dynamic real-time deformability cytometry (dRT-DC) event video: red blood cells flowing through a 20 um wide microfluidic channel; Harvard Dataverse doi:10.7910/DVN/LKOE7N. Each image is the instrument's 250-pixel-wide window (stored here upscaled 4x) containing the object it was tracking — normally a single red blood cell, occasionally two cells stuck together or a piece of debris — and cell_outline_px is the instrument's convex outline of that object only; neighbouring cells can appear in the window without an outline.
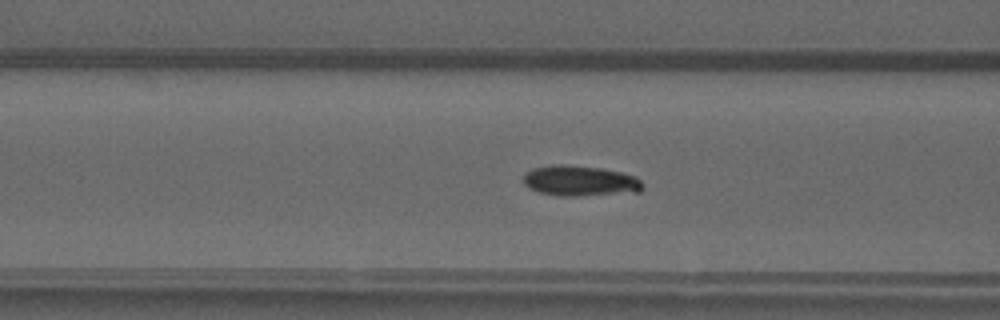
{"species": "common noctule bat (a hibernating species)", "species_latin": "Nyctalus noctula", "temperature_condition": "warm", "stored_images_in_passage": 51, "camera_frame_rate_fps": 3000, "um_per_image_px": 0.085, "animal": {"sex": "male", "forearm_length_mm": 52.5}, "frame": {"image": 1, "passage_image": 20, "time_ms": 6.333, "image_size_px": [1000, 320], "cell_outline_px": [[644, 188], [640, 192], [576, 196], [560, 196], [540, 192], [528, 188], [524, 184], [524, 172], [532, 168], [556, 164], [560, 164], [600, 168], [620, 172], [636, 176], [644, 184]], "centroid_in_image_um": [49.31, 15.38], "position_along_channel_um": 117.3, "area_um2": 21.33}}
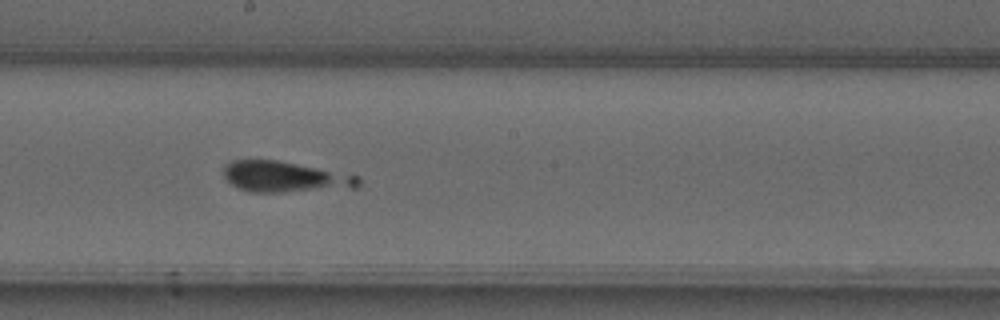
{"frame": {"image": 2, "passage_image": 28, "time_ms": 9.0, "image_size_px": [1000, 320], "cell_outline_px": [[360, 184], [356, 188], [280, 192], [252, 192], [240, 188], [232, 184], [224, 176], [224, 164], [232, 160], [276, 160], [360, 176]], "centroid_in_image_um": [24.22, 15.04], "position_along_channel_um": 224.0, "area_um2": 23.99}}
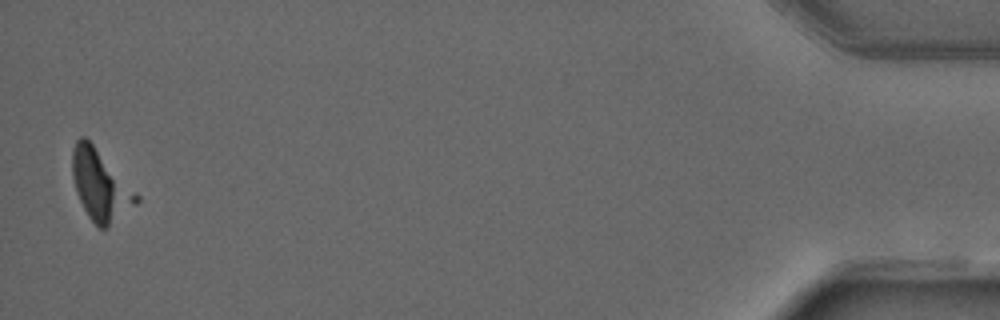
{"frame": {"image": 3, "passage_image": 50, "time_ms": 16.333, "image_size_px": [1000, 320], "cell_outline_px": [[140, 200], [136, 204], [108, 228], [100, 228], [88, 216], [76, 192], [72, 176], [72, 148], [76, 140], [80, 136], [84, 136], [92, 144], [140, 196]], "centroid_in_image_um": [8.51, 15.76], "position_along_channel_um": 426.7, "area_um2": 25.84}}